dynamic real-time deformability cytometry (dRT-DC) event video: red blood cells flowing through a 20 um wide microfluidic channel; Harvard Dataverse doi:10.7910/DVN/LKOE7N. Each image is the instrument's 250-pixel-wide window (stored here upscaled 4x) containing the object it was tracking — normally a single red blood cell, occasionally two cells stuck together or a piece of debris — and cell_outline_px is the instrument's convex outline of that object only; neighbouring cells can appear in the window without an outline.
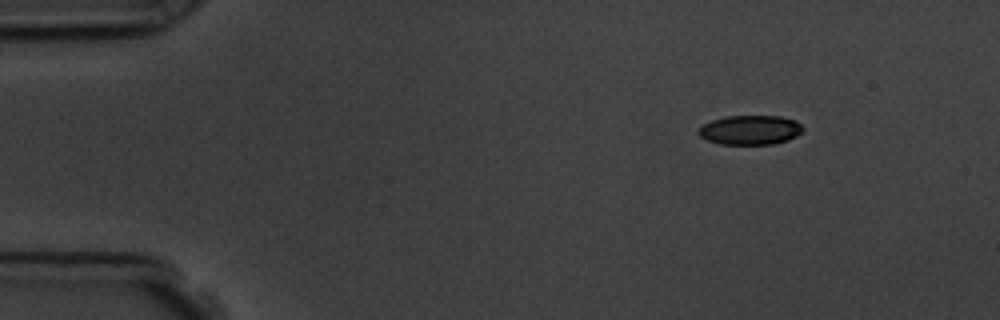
{"species": "common noctule bat (a hibernating species)", "species_latin": "Nyctalus noctula", "temperature_condition": "room temperature", "stored_images_in_passage": 6, "camera_frame_rate_fps": 3000, "um_per_image_px": 0.085, "animal": {"sex": "male", "body_mass_g": 19.5, "forearm_length_mm": 54.6}, "frame": {"image": 1, "passage_image": 1, "time_ms": 0.0, "image_size_px": [1000, 320], "cell_outline_px": [[804, 128], [796, 136], [788, 140], [772, 144], [720, 144], [708, 140], [700, 136], [696, 132], [704, 124], [712, 120], [724, 116], [780, 116], [796, 120]], "centroid_in_image_um": [63.77, 11.04], "position_along_channel_um": 21.2, "area_um2": 17.86}}
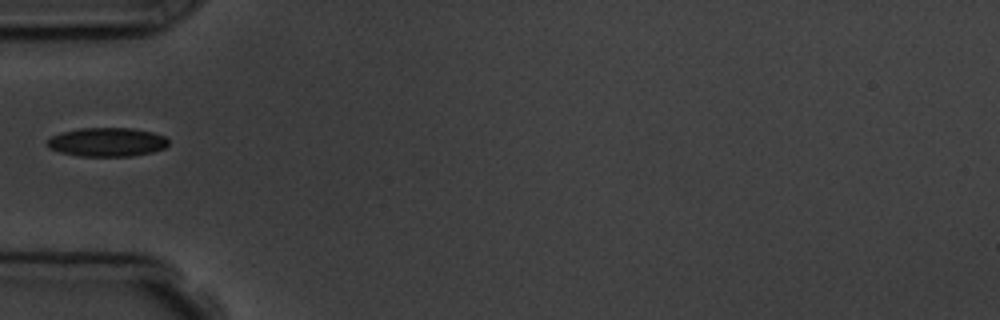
{"frame": {"image": 2, "passage_image": 4, "time_ms": 3.667, "image_size_px": [1000, 320], "cell_outline_px": [[168, 144], [164, 148], [152, 152], [132, 156], [76, 156], [60, 152], [48, 148], [44, 144], [44, 140], [60, 132], [80, 128], [132, 128], [152, 132], [164, 136], [168, 140]], "centroid_in_image_um": [9.03, 12.08], "position_along_channel_um": 76.0, "area_um2": 20.63}}
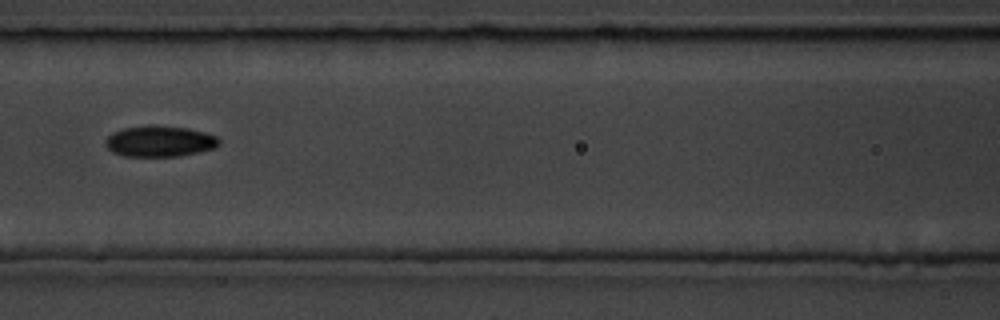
{"frame": {"image": 3, "passage_image": 6, "time_ms": 5.667, "image_size_px": [1000, 320], "cell_outline_px": [[220, 144], [216, 148], [200, 152], [180, 156], [124, 156], [112, 152], [104, 144], [104, 140], [112, 132], [124, 128], [148, 124], [156, 124], [188, 128], [204, 132], [216, 136], [220, 140]], "centroid_in_image_um": [13.57, 11.99], "position_along_channel_um": 153.0, "area_um2": 20.92}}